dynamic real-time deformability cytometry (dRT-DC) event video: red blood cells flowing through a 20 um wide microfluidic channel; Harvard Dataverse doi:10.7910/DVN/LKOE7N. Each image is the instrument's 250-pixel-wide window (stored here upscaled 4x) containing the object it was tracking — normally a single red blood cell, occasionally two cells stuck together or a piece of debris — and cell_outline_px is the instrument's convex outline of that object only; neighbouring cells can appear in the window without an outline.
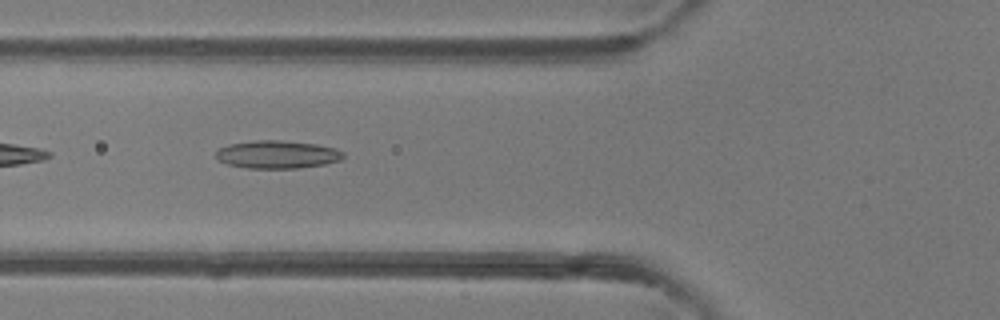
{"species": "common noctule bat (a hibernating species)", "species_latin": "Nyctalus noctula", "temperature_condition": "room temperature", "stored_images_in_passage": 7, "camera_frame_rate_fps": 3000, "um_per_image_px": 0.085, "animal": {"sex": "female"}, "frame": {"image": 1, "passage_image": 5, "time_ms": 1.333, "image_size_px": [1000, 320], "cell_outline_px": [[344, 156], [340, 160], [324, 164], [300, 168], [244, 168], [228, 164], [216, 160], [216, 152], [220, 148], [228, 144], [256, 140], [280, 140], [316, 144], [336, 148], [344, 152]], "centroid_in_image_um": [23.56, 13.13], "position_along_channel_um": 102.2, "area_um2": 20.81}}
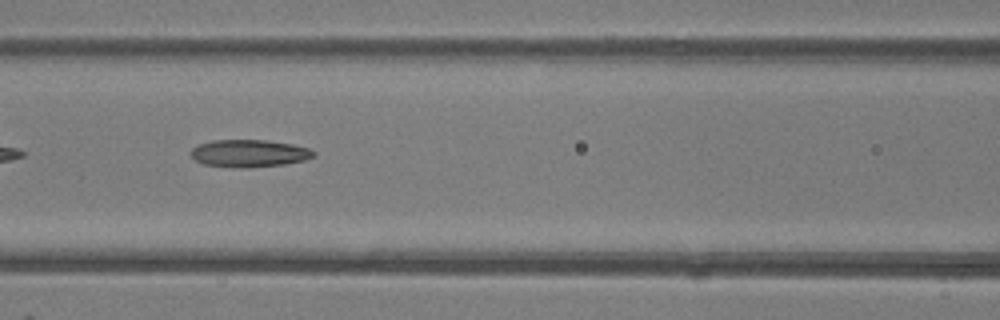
{"frame": {"image": 2, "passage_image": 6, "time_ms": 1.667, "image_size_px": [1000, 320], "cell_outline_px": [[316, 156], [304, 160], [284, 164], [244, 168], [232, 168], [204, 164], [196, 160], [192, 156], [192, 148], [200, 144], [212, 140], [268, 140], [292, 144], [308, 148], [316, 152]], "centroid_in_image_um": [21.2, 13.03], "position_along_channel_um": 145.4, "area_um2": 19.59}}
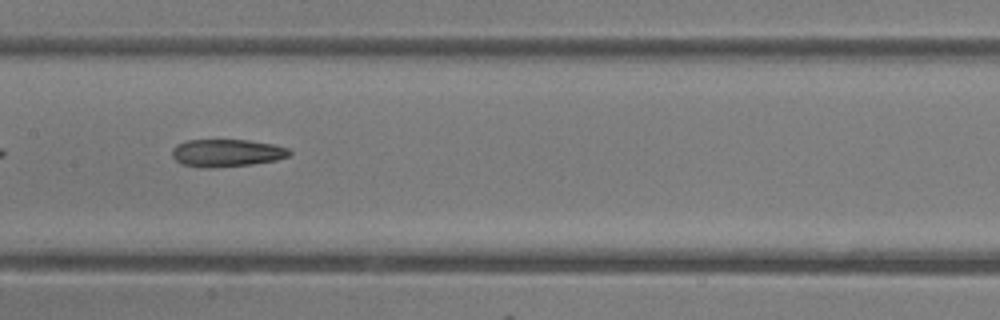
{"frame": {"image": 3, "passage_image": 7, "time_ms": 2.0, "image_size_px": [1000, 320], "cell_outline_px": [[292, 152], [288, 156], [276, 160], [252, 164], [208, 168], [200, 168], [180, 164], [172, 156], [172, 148], [176, 144], [188, 140], [248, 140], [272, 144], [288, 148]], "centroid_in_image_um": [19.23, 13.0], "position_along_channel_um": 188.2, "area_um2": 18.9}}